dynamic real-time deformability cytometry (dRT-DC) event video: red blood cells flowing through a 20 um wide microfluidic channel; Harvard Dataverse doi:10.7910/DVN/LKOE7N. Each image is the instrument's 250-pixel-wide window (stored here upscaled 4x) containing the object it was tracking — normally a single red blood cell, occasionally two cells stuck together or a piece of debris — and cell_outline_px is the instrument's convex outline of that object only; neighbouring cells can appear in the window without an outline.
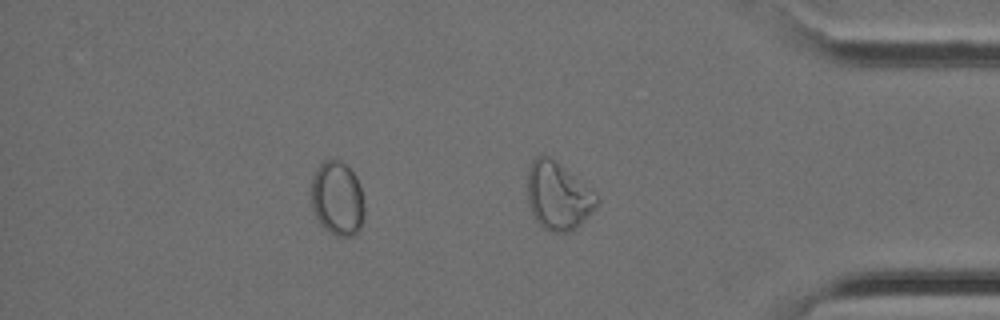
{"species": "Egyptian fruit bat (a non-hibernating species)", "species_latin": "Rousettus aegyptiacus", "temperature_condition": "cold", "stored_images_in_passage": 33, "camera_frame_rate_fps": 3000, "um_per_image_px": 0.085, "animal": {"sex": "female"}, "frame": {"image": 1, "passage_image": 28, "time_ms": 9.0, "image_size_px": [1000, 320], "cell_outline_px": [[364, 220], [360, 228], [352, 236], [336, 236], [328, 232], [320, 224], [312, 208], [308, 192], [312, 176], [316, 168], [324, 160], [340, 160], [356, 176], [360, 188], [364, 204]], "centroid_in_image_um": [28.63, 16.88], "position_along_channel_um": 406.6, "area_um2": 23.52}}